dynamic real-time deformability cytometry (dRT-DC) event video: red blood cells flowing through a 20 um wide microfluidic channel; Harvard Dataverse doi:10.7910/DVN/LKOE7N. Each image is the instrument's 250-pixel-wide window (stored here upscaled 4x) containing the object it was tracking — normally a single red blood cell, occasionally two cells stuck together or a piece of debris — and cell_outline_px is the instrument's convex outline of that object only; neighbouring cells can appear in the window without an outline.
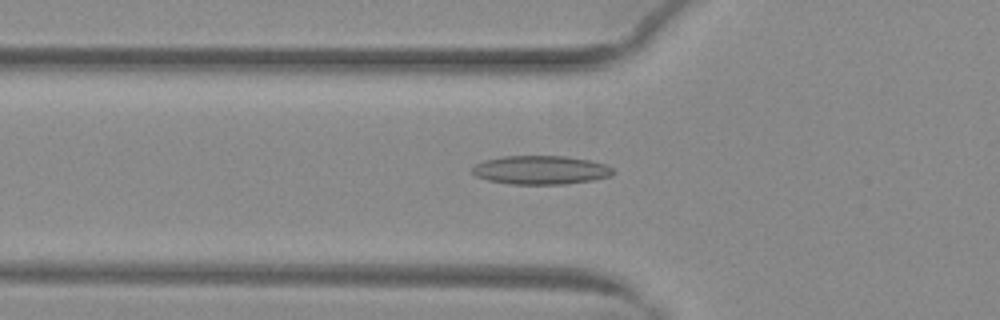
{"species": "common noctule bat (a hibernating species)", "species_latin": "Nyctalus noctula", "temperature_condition": "warm", "stored_images_in_passage": 53, "camera_frame_rate_fps": 3000, "um_per_image_px": 0.085, "animal": {"sex": "female", "body_mass_g": 29.2, "forearm_length_mm": 56.3}, "frame": {"image": 1, "passage_image": 20, "time_ms": 6.333, "image_size_px": [1000, 320], "cell_outline_px": [[616, 172], [612, 176], [592, 180], [564, 184], [508, 184], [488, 180], [476, 176], [472, 172], [472, 168], [476, 164], [484, 160], [504, 156], [564, 156], [588, 160], [604, 164], [612, 168]], "centroid_in_image_um": [45.96, 14.45], "position_along_channel_um": 79.8, "area_um2": 23.52}}
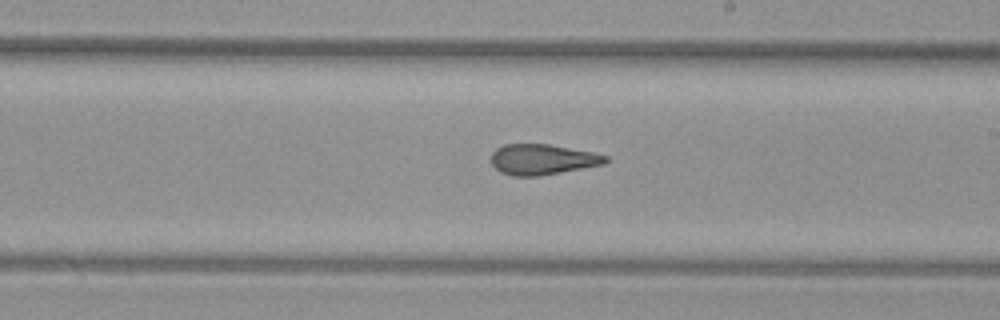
{"frame": {"image": 2, "passage_image": 32, "time_ms": 10.333, "image_size_px": [1000, 320], "cell_outline_px": [[608, 160], [604, 164], [540, 176], [512, 176], [500, 172], [492, 164], [492, 152], [496, 148], [504, 144], [548, 144], [592, 152], [608, 156]], "centroid_in_image_um": [46.09, 13.55], "position_along_channel_um": 242.9, "area_um2": 20.29}}
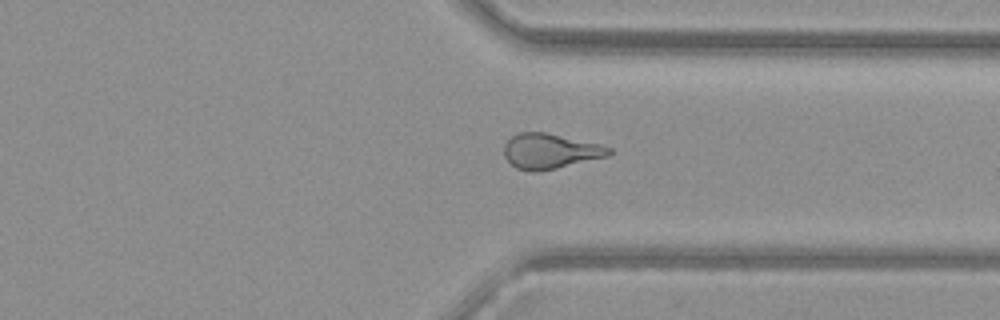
{"frame": {"image": 3, "passage_image": 41, "time_ms": 13.333, "image_size_px": [1000, 320], "cell_outline_px": [[612, 152], [608, 156], [556, 168], [536, 172], [528, 172], [516, 168], [504, 156], [504, 144], [512, 136], [520, 132], [544, 132], [600, 144], [612, 148]], "centroid_in_image_um": [46.75, 12.85], "position_along_channel_um": 364.7, "area_um2": 21.39}, "authors_computed_cell_mechanics": {"area_um2": 21.964, "velocity_mm_per_s": 4.0606, "shape_relaxation_time_tau1_ms": null, "shape_relaxation_time_tau2_ms": 2.2528, "deformation_change_tau1": null, "deformation_change_tau2": 0.1142}}